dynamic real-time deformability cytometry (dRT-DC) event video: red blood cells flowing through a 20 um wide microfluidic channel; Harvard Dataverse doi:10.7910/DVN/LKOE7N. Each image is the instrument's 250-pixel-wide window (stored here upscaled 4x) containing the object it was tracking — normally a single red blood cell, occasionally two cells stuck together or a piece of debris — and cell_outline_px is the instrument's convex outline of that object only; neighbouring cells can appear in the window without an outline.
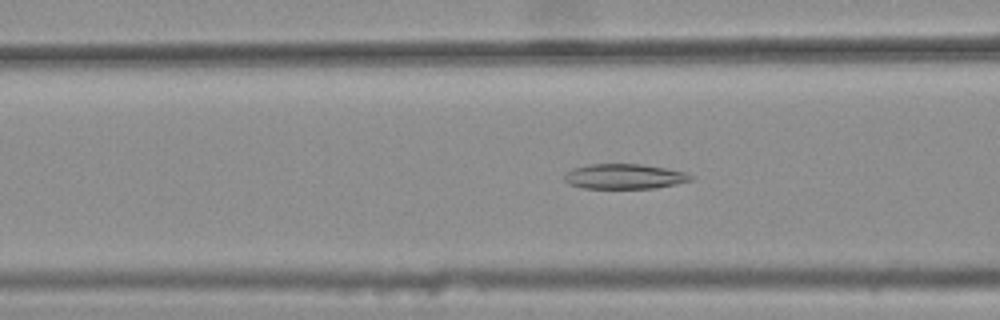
{"species": "common noctule bat (a hibernating species)", "species_latin": "Nyctalus noctula", "temperature_condition": "warm", "stored_images_in_passage": 32, "camera_frame_rate_fps": 3000, "um_per_image_px": 0.085, "animal": {"sex": "female", "body_mass_g": 25.1}, "frame": {"image": 1, "passage_image": 6, "time_ms": 1.667, "image_size_px": [1000, 320], "cell_outline_px": [[692, 180], [676, 184], [656, 188], [584, 188], [568, 184], [564, 180], [564, 176], [572, 168], [588, 164], [640, 164], [664, 168], [684, 172], [692, 176]], "centroid_in_image_um": [53.04, 15.0], "position_along_channel_um": 113.6, "area_um2": 18.32}}
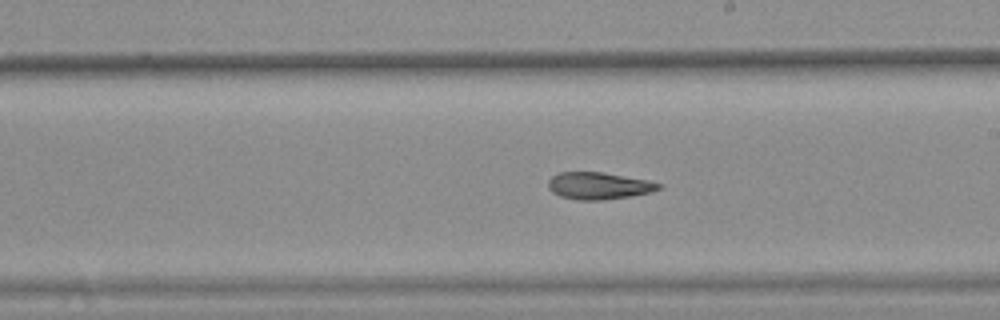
{"frame": {"image": 2, "passage_image": 16, "time_ms": 5.0, "image_size_px": [1000, 320], "cell_outline_px": [[664, 184], [660, 188], [648, 192], [628, 196], [604, 200], [576, 200], [560, 196], [552, 192], [548, 188], [548, 180], [552, 176], [560, 172], [600, 172], [648, 180]], "centroid_in_image_um": [50.85, 15.79], "position_along_channel_um": 238.1, "area_um2": 17.28}}
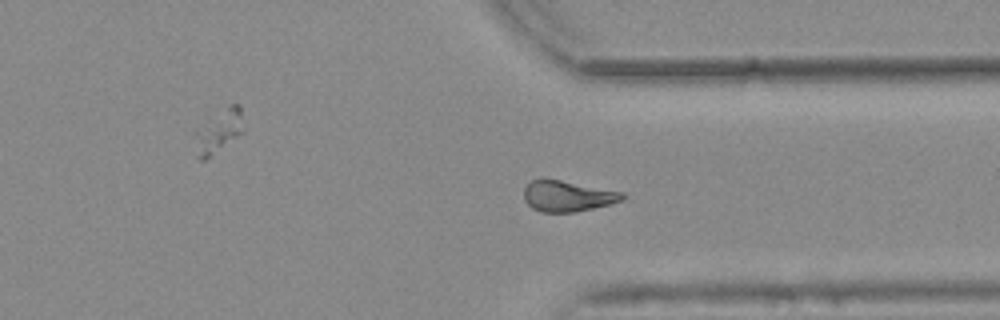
{"frame": {"image": 3, "passage_image": 26, "time_ms": 8.333, "image_size_px": [1000, 320], "cell_outline_px": [[624, 196], [620, 200], [612, 204], [576, 212], [540, 212], [532, 208], [524, 200], [524, 188], [532, 180], [544, 176], [624, 192]], "centroid_in_image_um": [48.21, 16.64], "position_along_channel_um": 363.2, "area_um2": 18.15}, "authors_computed_cell_mechanics": {"area_um2": 17.8602, "velocity_mm_per_s": 3.7456, "shape_relaxation_time_tau1_ms": null, "shape_relaxation_time_tau2_ms": 7.6314, "deformation_change_tau1": null, "deformation_change_tau2": 0.1591}}